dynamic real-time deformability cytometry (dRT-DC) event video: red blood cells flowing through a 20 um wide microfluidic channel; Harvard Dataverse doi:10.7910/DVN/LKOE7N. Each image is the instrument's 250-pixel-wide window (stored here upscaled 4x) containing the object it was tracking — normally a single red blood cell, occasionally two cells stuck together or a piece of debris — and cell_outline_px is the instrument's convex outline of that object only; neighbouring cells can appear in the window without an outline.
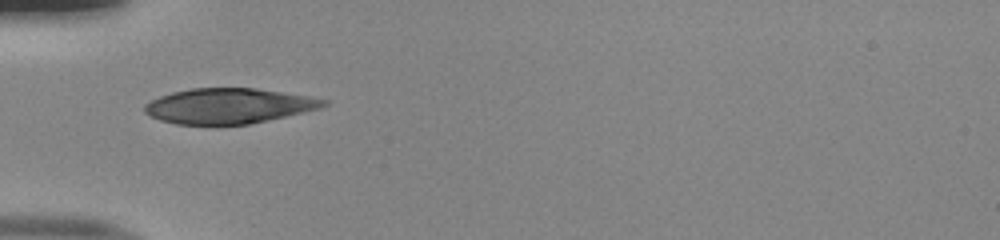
{"species": "human", "species_latin": "Homo sapiens", "temperature_condition": "room temperature", "stored_images_in_passage": 35, "camera_frame_rate_fps": 3000, "um_per_image_px": 0.085, "donor": {"sex": "male"}, "frame": {"image": 1, "passage_image": 1, "time_ms": 0.0, "image_size_px": [1000, 240], "cell_outline_px": [[328, 104], [320, 108], [304, 112], [268, 120], [248, 124], [216, 128], [176, 124], [160, 120], [144, 112], [144, 104], [160, 96], [172, 92], [192, 88], [256, 88], [308, 96], [328, 100]], "centroid_in_image_um": [19.4, 9.04], "position_along_channel_um": 65.6, "area_um2": 37.57}}
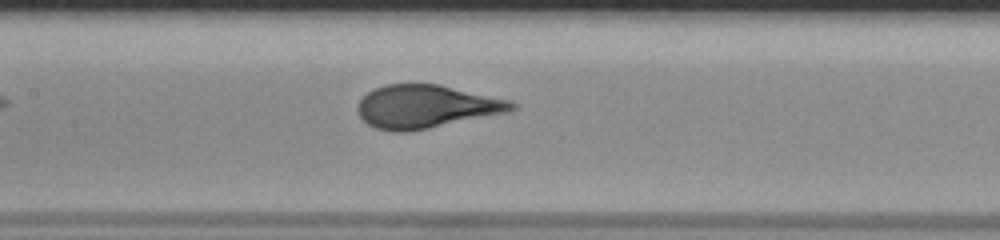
{"frame": {"image": 2, "passage_image": 9, "time_ms": 2.667, "image_size_px": [1000, 240], "cell_outline_px": [[520, 104], [512, 112], [408, 132], [392, 132], [376, 128], [368, 124], [360, 116], [356, 108], [360, 100], [368, 92], [384, 84], [440, 84], [512, 100]], "centroid_in_image_um": [36.29, 9.06], "position_along_channel_um": 171.1, "area_um2": 39.19}}
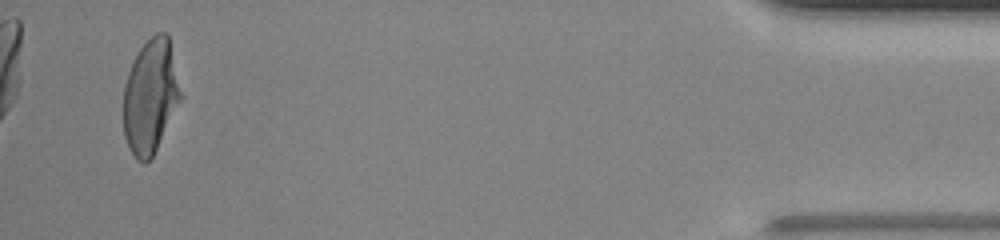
{"frame": {"image": 3, "passage_image": 33, "time_ms": 10.667, "image_size_px": [1000, 240], "cell_outline_px": [[184, 96], [152, 156], [144, 164], [136, 160], [128, 148], [124, 136], [124, 84], [132, 60], [140, 48], [156, 32], [164, 32], [168, 36]], "centroid_in_image_um": [12.8, 8.2], "position_along_channel_um": 422.4, "area_um2": 38.38}}